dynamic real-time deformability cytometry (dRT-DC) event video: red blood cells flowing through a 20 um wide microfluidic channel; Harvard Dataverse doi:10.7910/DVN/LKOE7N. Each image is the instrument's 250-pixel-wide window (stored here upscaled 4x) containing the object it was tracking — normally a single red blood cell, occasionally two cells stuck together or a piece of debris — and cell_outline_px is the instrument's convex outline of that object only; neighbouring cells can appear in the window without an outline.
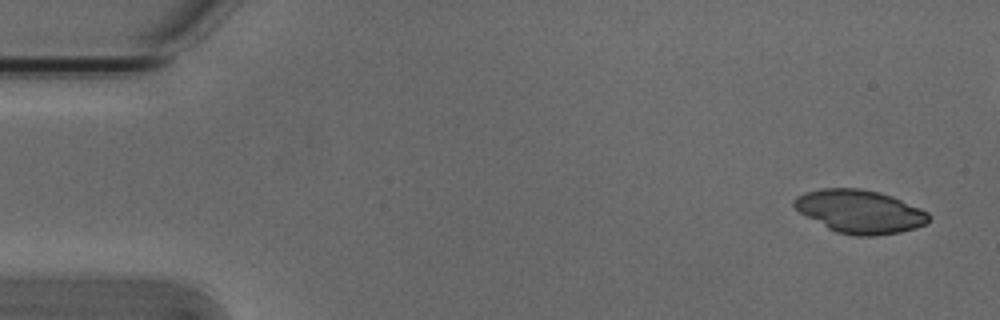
{"species": "Egyptian fruit bat (a non-hibernating species)", "species_latin": "Rousettus aegyptiacus", "temperature_condition": "cold", "stored_images_in_passage": 5, "camera_frame_rate_fps": 3000, "um_per_image_px": 0.085, "animal": {"sex": "male"}, "frame": {"image": 1, "passage_image": 1, "time_ms": 0.0, "image_size_px": [1000, 320], "cell_outline_px": [[932, 216], [924, 224], [916, 228], [900, 232], [876, 236], [856, 236], [836, 232], [828, 228], [800, 212], [792, 204], [792, 200], [796, 196], [804, 192], [820, 188], [860, 188], [880, 192], [892, 196], [920, 208], [928, 212]], "centroid_in_image_um": [73.08, 17.97], "position_along_channel_um": 11.9, "area_um2": 33.99}}